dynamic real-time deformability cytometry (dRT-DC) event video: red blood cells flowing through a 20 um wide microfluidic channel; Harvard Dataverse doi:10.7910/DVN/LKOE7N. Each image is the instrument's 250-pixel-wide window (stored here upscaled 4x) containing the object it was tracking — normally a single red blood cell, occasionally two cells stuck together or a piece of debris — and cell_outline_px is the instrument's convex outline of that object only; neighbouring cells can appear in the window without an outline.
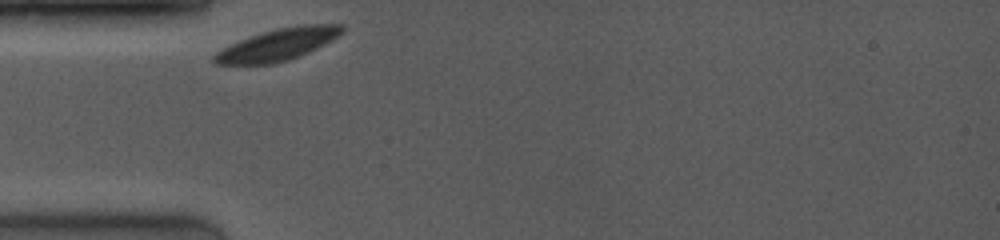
{"species": "common noctule bat (a hibernating species)", "species_latin": "Nyctalus noctula", "temperature_condition": "room temperature", "stored_images_in_passage": 8, "camera_frame_rate_fps": 4000, "um_per_image_px": 0.085, "animal": {"sex": "female", "body_mass_g": 19.0, "forearm_length_mm": 53.3}, "frame": {"image": 1, "passage_image": 1, "time_ms": 0.0, "image_size_px": [1000, 240], "cell_outline_px": [[348, 28], [344, 32], [332, 40], [308, 52], [288, 60], [272, 64], [216, 64], [212, 60], [212, 56], [216, 52], [240, 40], [276, 28], [304, 24], [344, 24]], "centroid_in_image_um": [23.68, 3.77], "position_along_channel_um": 61.3, "area_um2": 23.58}}
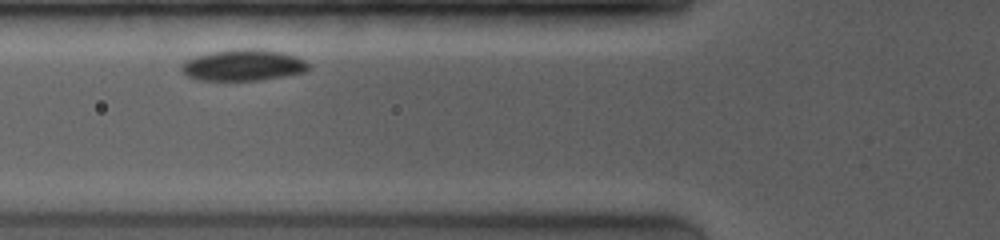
{"frame": {"image": 2, "passage_image": 4, "time_ms": 1.25, "image_size_px": [1000, 240], "cell_outline_px": [[308, 68], [304, 72], [284, 76], [260, 80], [196, 80], [188, 76], [180, 68], [184, 60], [196, 56], [212, 52], [236, 48], [260, 48], [284, 52], [296, 56], [304, 60], [308, 64]], "centroid_in_image_um": [20.67, 5.52], "position_along_channel_um": 105.1, "area_um2": 23.29}}
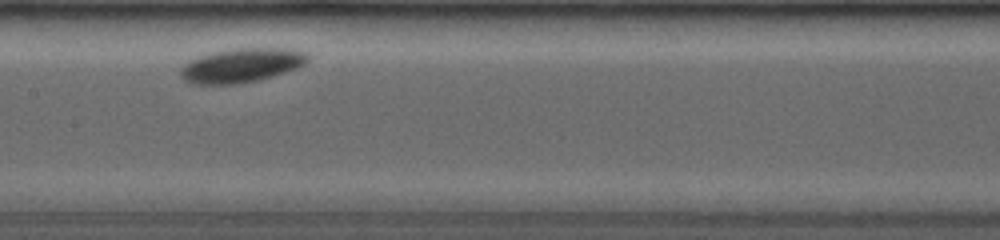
{"frame": {"image": 3, "passage_image": 8, "time_ms": 3.5, "image_size_px": [1000, 240], "cell_outline_px": [[308, 60], [304, 64], [296, 68], [272, 76], [256, 80], [236, 84], [188, 84], [180, 76], [180, 68], [188, 60], [200, 56], [216, 52], [236, 48], [292, 48], [304, 52], [308, 56]], "centroid_in_image_um": [20.49, 5.56], "position_along_channel_um": 186.9, "area_um2": 25.2}}